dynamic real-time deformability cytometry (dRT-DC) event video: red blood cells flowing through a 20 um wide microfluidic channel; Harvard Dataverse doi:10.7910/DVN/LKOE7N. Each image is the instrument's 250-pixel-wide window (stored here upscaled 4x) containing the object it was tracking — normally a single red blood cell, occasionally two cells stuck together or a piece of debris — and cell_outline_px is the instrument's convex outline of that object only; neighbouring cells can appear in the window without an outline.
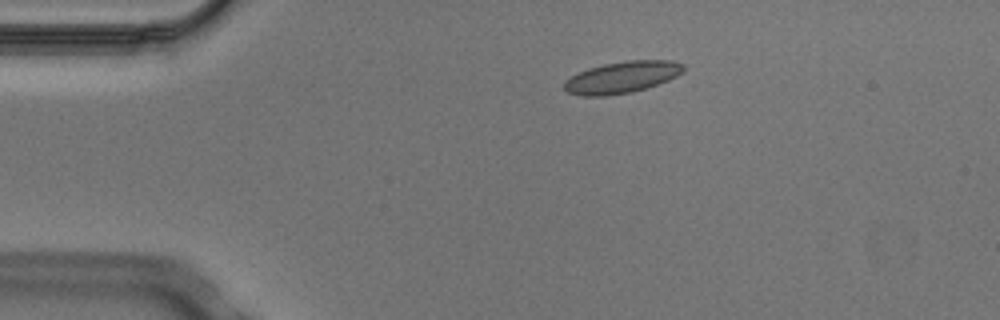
{"species": "Egyptian fruit bat (a non-hibernating species)", "species_latin": "Rousettus aegyptiacus", "temperature_condition": "cold", "stored_images_in_passage": 5, "camera_frame_rate_fps": 3000, "um_per_image_px": 0.085, "animal": {"sex": "male"}, "frame": {"image": 1, "passage_image": 3, "time_ms": 0.667, "image_size_px": [1000, 320], "cell_outline_px": [[684, 72], [668, 80], [632, 92], [604, 96], [580, 96], [568, 92], [564, 88], [564, 80], [588, 68], [604, 64], [628, 60], [672, 60], [684, 64]], "centroid_in_image_um": [52.87, 6.56], "position_along_channel_um": 32.1, "area_um2": 21.91}}
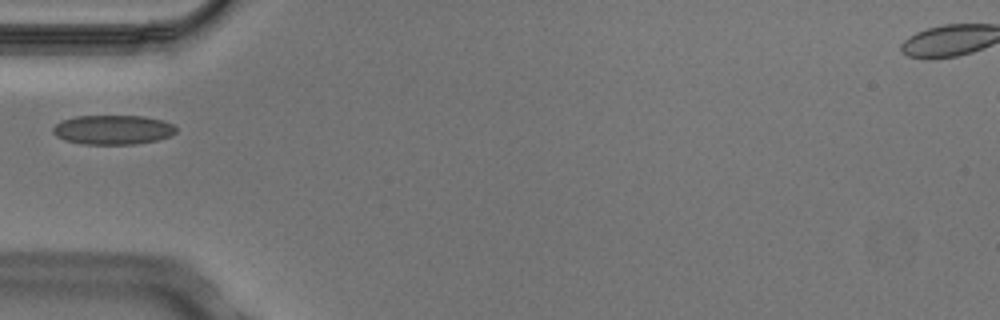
{"frame": {"image": 2, "passage_image": 5, "time_ms": 1.333, "image_size_px": [1000, 320], "cell_outline_px": [[176, 132], [172, 136], [156, 140], [136, 144], [84, 144], [64, 140], [56, 136], [52, 132], [52, 128], [56, 124], [64, 120], [76, 116], [144, 116], [164, 120], [172, 124], [176, 128]], "centroid_in_image_um": [9.62, 11.03], "position_along_channel_um": 75.4, "area_um2": 21.15}}